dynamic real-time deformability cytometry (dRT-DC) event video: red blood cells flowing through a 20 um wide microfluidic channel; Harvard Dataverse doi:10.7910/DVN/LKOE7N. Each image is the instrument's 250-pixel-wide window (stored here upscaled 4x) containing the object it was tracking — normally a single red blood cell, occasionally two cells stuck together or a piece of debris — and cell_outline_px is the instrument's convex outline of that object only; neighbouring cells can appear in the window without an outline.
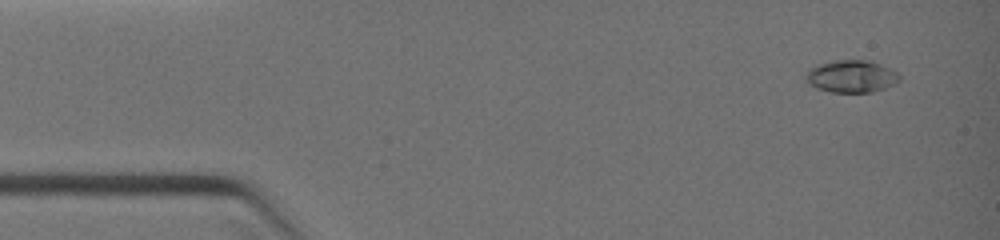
{"species": "common noctule bat (a hibernating species)", "species_latin": "Nyctalus noctula", "temperature_condition": "warm", "stored_images_in_passage": 48, "camera_frame_rate_fps": 3000, "um_per_image_px": 0.085, "animal": {"sex": "female", "body_mass_g": 19.0, "forearm_length_mm": 51.5}, "frame": {"image": 1, "passage_image": 1, "time_ms": 0.0, "image_size_px": [1000, 240], "cell_outline_px": [[900, 80], [896, 84], [872, 92], [832, 92], [816, 88], [808, 84], [804, 80], [804, 76], [808, 68], [816, 64], [832, 60], [872, 60], [896, 72], [900, 76]], "centroid_in_image_um": [72.31, 6.48], "position_along_channel_um": 12.7, "area_um2": 17.98}}
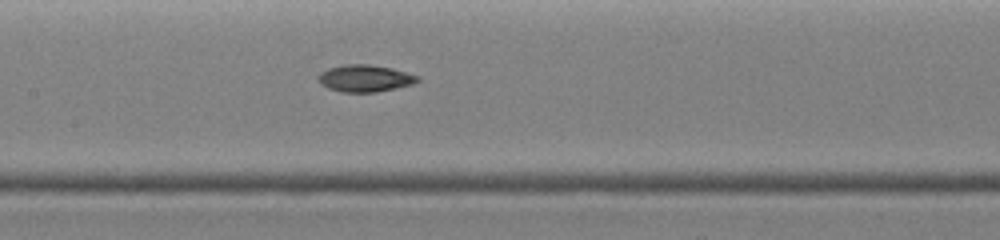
{"frame": {"image": 2, "passage_image": 22, "time_ms": 5.0, "image_size_px": [1000, 240], "cell_outline_px": [[420, 80], [412, 84], [396, 88], [376, 92], [340, 92], [328, 88], [320, 84], [320, 72], [328, 68], [344, 64], [368, 64], [392, 68], [408, 72], [420, 76]], "centroid_in_image_um": [31.05, 6.65], "position_along_channel_um": 176.4, "area_um2": 15.66}}
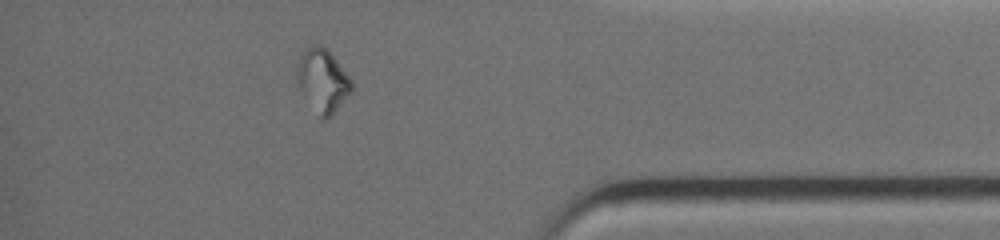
{"frame": {"image": 3, "passage_image": 42, "time_ms": 9.667, "image_size_px": [1000, 240], "cell_outline_px": [[352, 92], [324, 120], [320, 116], [304, 96], [300, 88], [296, 72], [296, 64], [300, 52], [308, 44], [320, 44], [328, 48], [352, 80]], "centroid_in_image_um": [27.4, 6.73], "position_along_channel_um": 407.8, "area_um2": 20.06}}